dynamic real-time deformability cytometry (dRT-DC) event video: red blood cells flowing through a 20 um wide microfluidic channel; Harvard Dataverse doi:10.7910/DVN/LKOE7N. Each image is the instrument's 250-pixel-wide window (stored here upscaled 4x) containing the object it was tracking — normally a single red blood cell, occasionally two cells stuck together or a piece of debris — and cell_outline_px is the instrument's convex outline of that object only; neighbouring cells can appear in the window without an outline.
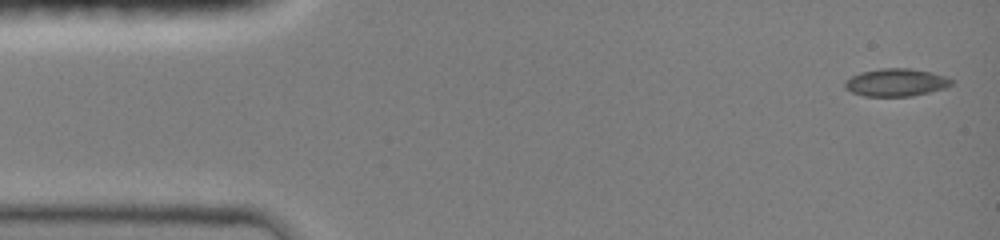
{"species": "common noctule bat (a hibernating species)", "species_latin": "Nyctalus noctula", "temperature_condition": "room temperature", "stored_images_in_passage": 22, "camera_frame_rate_fps": 3000, "um_per_image_px": 0.085, "animal": {"sex": "female", "body_mass_g": 19.0, "forearm_length_mm": 51.5}, "frame": {"image": 1, "passage_image": 1, "time_ms": 0.0, "image_size_px": [1000, 240], "cell_outline_px": [[956, 80], [952, 84], [944, 88], [912, 96], [864, 96], [852, 92], [844, 88], [844, 80], [860, 72], [880, 68], [912, 68], [932, 72]], "centroid_in_image_um": [76.15, 7.0], "position_along_channel_um": 8.8, "area_um2": 17.34}}
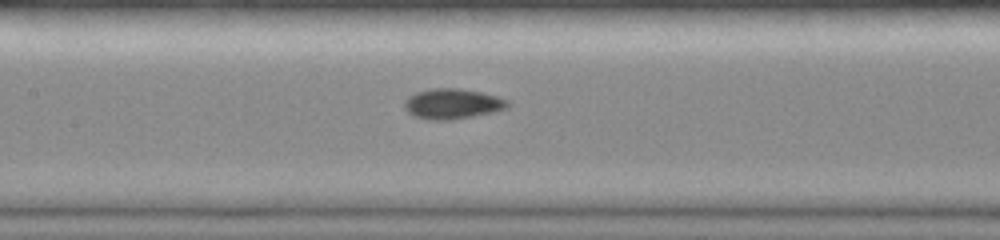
{"frame": {"image": 2, "passage_image": 10, "time_ms": 6.667, "image_size_px": [1000, 240], "cell_outline_px": [[508, 108], [492, 112], [452, 120], [428, 120], [416, 116], [408, 112], [404, 108], [404, 100], [408, 96], [416, 92], [432, 88], [460, 88], [480, 92], [496, 96], [508, 100]], "centroid_in_image_um": [38.43, 8.82], "position_along_channel_um": 169.0, "area_um2": 18.21}}
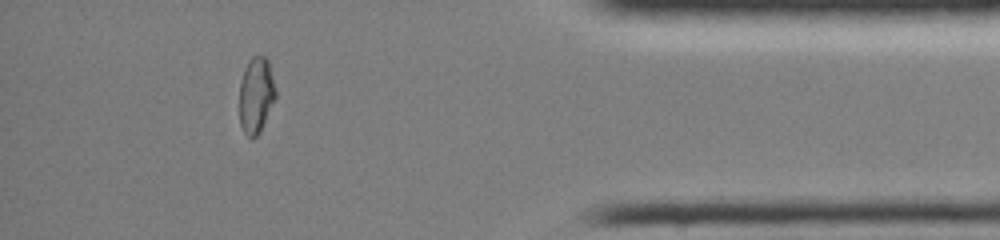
{"frame": {"image": 3, "passage_image": 19, "time_ms": 13.333, "image_size_px": [1000, 240], "cell_outline_px": [[276, 96], [260, 132], [252, 140], [244, 132], [240, 124], [240, 80], [244, 68], [248, 60], [252, 56], [264, 56], [268, 60], [276, 88]], "centroid_in_image_um": [21.76, 8.07], "position_along_channel_um": 413.4, "area_um2": 16.13}, "authors_computed_cell_mechanics": {"area_um2": 16.8776, "velocity_mm_per_s": 4.092, "shape_relaxation_time_tau1_ms": null, "shape_relaxation_time_tau2_ms": 1.1641, "deformation_change_tau1": null, "deformation_change_tau2": 0.0391}}